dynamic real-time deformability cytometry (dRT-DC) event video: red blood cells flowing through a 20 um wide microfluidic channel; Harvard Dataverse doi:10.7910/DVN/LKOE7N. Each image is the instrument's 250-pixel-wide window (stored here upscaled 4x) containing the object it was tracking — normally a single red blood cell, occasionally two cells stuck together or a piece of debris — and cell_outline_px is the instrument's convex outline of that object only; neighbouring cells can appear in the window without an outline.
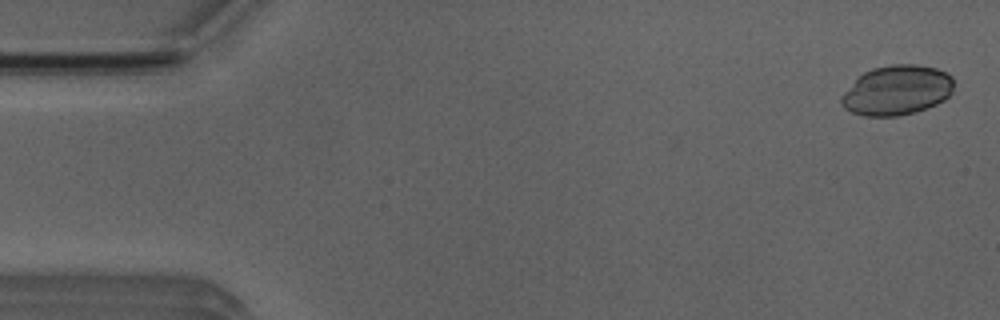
{"species": "Egyptian fruit bat (a non-hibernating species)", "species_latin": "Rousettus aegyptiacus", "temperature_condition": "room temperature", "stored_images_in_passage": 4, "segment_of_instrument_passage": [2, 2], "camera_frame_rate_fps": 3000, "um_per_image_px": 0.085, "animal": {"sex": "male"}, "frame": {"image": 1, "passage_image": 4, "time_ms": 3.667, "image_size_px": [1000, 320], "cell_outline_px": [[952, 92], [944, 100], [936, 104], [916, 112], [896, 116], [864, 116], [852, 112], [844, 108], [840, 104], [840, 96], [864, 72], [872, 68], [892, 64], [916, 64], [936, 68], [952, 76]], "centroid_in_image_um": [76.22, 7.67], "position_along_channel_um": 8.8, "area_um2": 32.54}}